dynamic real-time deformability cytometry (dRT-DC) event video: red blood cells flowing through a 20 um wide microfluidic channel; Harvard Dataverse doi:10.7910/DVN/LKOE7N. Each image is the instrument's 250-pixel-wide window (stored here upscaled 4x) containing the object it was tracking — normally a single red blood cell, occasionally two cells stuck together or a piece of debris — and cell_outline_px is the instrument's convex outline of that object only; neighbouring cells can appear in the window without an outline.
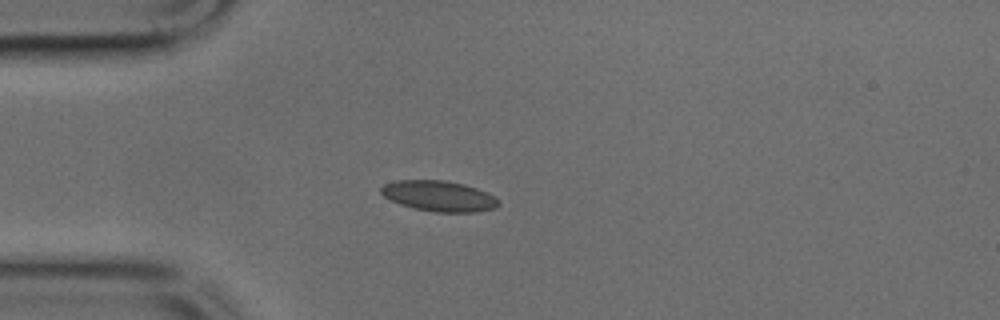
{"species": "common noctule bat (a hibernating species)", "species_latin": "Nyctalus noctula", "temperature_condition": "cold", "stored_images_in_passage": 37, "camera_frame_rate_fps": 3000, "um_per_image_px": 0.085, "animal": {"sex": "male", "body_mass_g": 17.9, "forearm_length_mm": 54.2}, "frame": {"image": 1, "passage_image": 1, "time_ms": 0.0, "image_size_px": [1000, 320], "cell_outline_px": [[500, 204], [496, 208], [476, 212], [436, 212], [416, 208], [400, 204], [384, 196], [380, 192], [380, 188], [384, 184], [396, 180], [444, 180], [464, 184], [476, 188], [496, 196], [500, 200]], "centroid_in_image_um": [37.35, 16.66], "position_along_channel_um": 47.6, "area_um2": 20.98}}
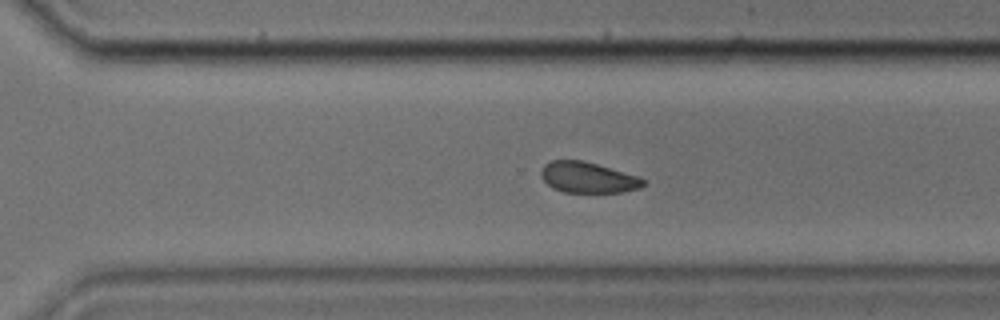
{"frame": {"image": 2, "passage_image": 22, "time_ms": 7.0, "image_size_px": [1000, 320], "cell_outline_px": [[648, 184], [640, 188], [620, 192], [564, 192], [552, 188], [540, 176], [540, 172], [544, 164], [552, 160], [584, 160], [640, 176]], "centroid_in_image_um": [49.99, 15.08], "position_along_channel_um": 320.6, "area_um2": 18.55}}
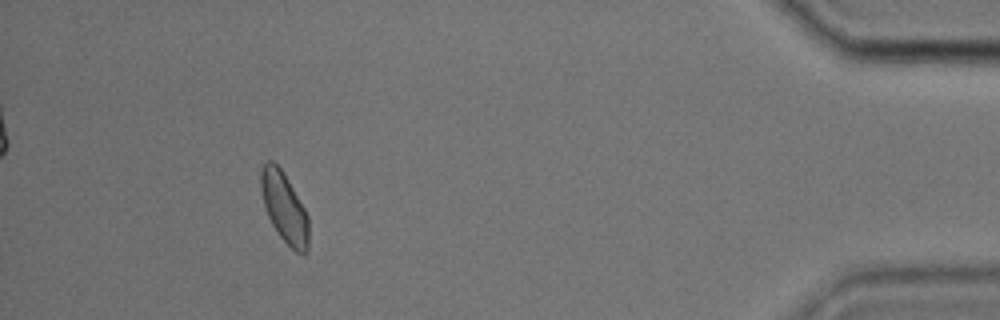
{"frame": {"image": 3, "passage_image": 33, "time_ms": 10.667, "image_size_px": [1000, 320], "cell_outline_px": [[308, 252], [304, 256], [296, 252], [280, 236], [272, 224], [268, 216], [264, 204], [260, 188], [260, 172], [264, 164], [268, 160], [272, 160], [280, 168], [288, 180], [304, 208], [308, 216]], "centroid_in_image_um": [24.17, 17.66], "position_along_channel_um": 411.0, "area_um2": 19.36}}